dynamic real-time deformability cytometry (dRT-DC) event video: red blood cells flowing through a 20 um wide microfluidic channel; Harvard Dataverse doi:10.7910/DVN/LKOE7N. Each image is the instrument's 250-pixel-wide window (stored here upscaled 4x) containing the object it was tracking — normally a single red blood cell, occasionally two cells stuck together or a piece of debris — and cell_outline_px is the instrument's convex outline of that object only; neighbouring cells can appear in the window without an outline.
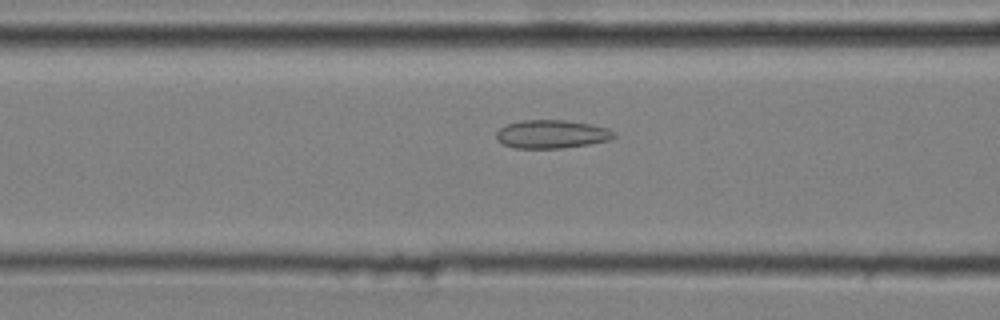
{"species": "common noctule bat (a hibernating species)", "species_latin": "Nyctalus noctula", "temperature_condition": "cold", "stored_images_in_passage": 47, "camera_frame_rate_fps": 3000, "um_per_image_px": 0.085, "animal": {"sex": "male", "body_mass_g": 20.4}, "frame": {"image": 1, "passage_image": 21, "time_ms": 6.667, "image_size_px": [1000, 320], "cell_outline_px": [[616, 136], [608, 140], [588, 144], [560, 148], [516, 148], [504, 144], [496, 140], [496, 132], [500, 128], [508, 124], [524, 120], [564, 120], [592, 124], [608, 128], [616, 132]], "centroid_in_image_um": [46.91, 11.4], "position_along_channel_um": 119.7, "area_um2": 19.36}}
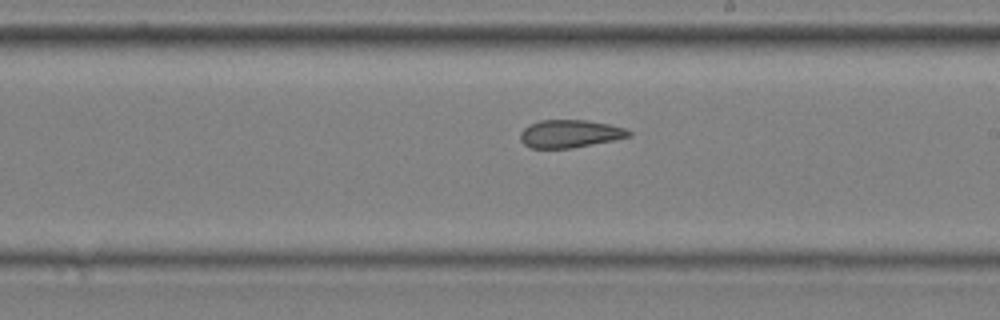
{"frame": {"image": 2, "passage_image": 31, "time_ms": 10.0, "image_size_px": [1000, 320], "cell_outline_px": [[632, 136], [572, 148], [532, 148], [524, 144], [520, 140], [520, 132], [528, 124], [540, 120], [588, 120], [608, 124], [624, 128], [632, 132]], "centroid_in_image_um": [48.42, 11.36], "position_along_channel_um": 240.6, "area_um2": 17.57}}
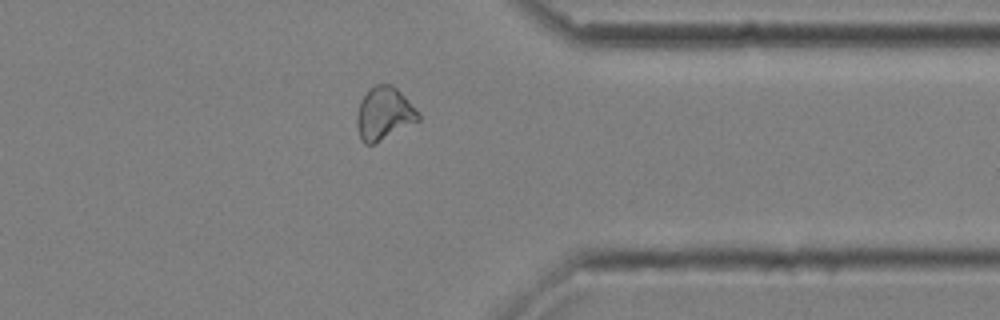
{"frame": {"image": 3, "passage_image": 43, "time_ms": 14.0, "image_size_px": [1000, 320], "cell_outline_px": [[420, 120], [376, 144], [364, 144], [360, 140], [356, 124], [356, 116], [360, 100], [368, 88], [376, 84], [392, 84], [408, 100], [420, 116]], "centroid_in_image_um": [32.6, 9.67], "position_along_channel_um": 378.8, "area_um2": 19.13}, "authors_computed_cell_mechanics": {"area_um2": 18.9584, "velocity_mm_per_s": 3.6324, "shape_relaxation_time_tau1_ms": null, "shape_relaxation_time_tau2_ms": 2.0845, "deformation_change_tau1": null, "deformation_change_tau2": 0.0878}}